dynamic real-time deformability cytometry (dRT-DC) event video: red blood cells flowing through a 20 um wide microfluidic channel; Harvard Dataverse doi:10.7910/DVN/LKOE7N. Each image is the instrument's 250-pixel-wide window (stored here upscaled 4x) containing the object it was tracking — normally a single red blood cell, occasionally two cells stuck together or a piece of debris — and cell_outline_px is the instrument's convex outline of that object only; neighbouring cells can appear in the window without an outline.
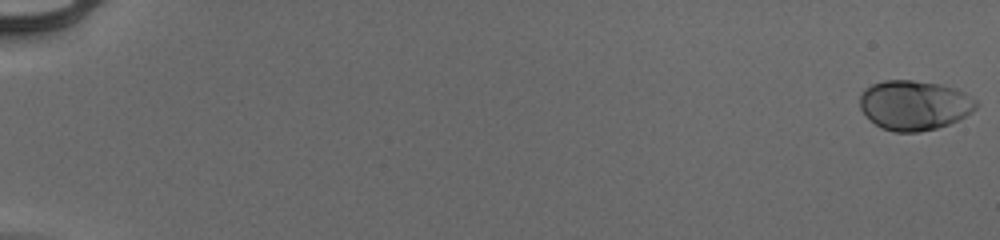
{"species": "human", "species_latin": "Homo sapiens", "temperature_condition": "cold", "stored_images_in_passage": 55, "camera_frame_rate_fps": 3000, "um_per_image_px": 0.085, "donor": {"sex": "male"}, "frame": {"image": 1, "passage_image": 1, "time_ms": 0.0, "image_size_px": [1000, 240], "cell_outline_px": [[976, 108], [972, 112], [948, 124], [936, 128], [920, 132], [896, 132], [880, 128], [860, 108], [860, 92], [864, 88], [872, 84], [884, 80], [912, 80], [940, 84], [956, 88], [964, 92], [976, 100]], "centroid_in_image_um": [77.7, 8.93], "position_along_channel_um": 7.3, "area_um2": 33.64}}
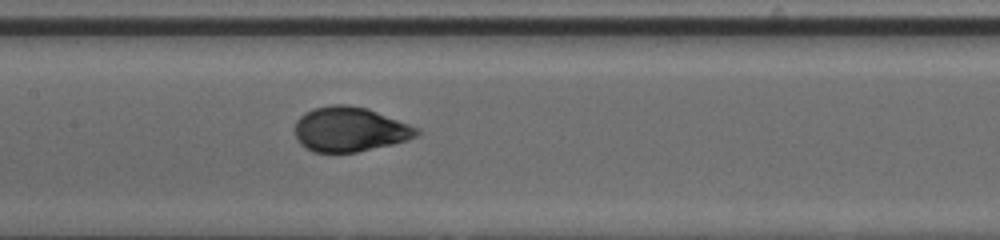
{"frame": {"image": 2, "passage_image": 30, "time_ms": 9.667, "image_size_px": [1000, 240], "cell_outline_px": [[420, 132], [416, 136], [408, 140], [392, 144], [356, 152], [312, 152], [304, 148], [300, 144], [296, 136], [296, 120], [304, 112], [312, 108], [332, 104], [348, 104], [368, 108], [420, 128]], "centroid_in_image_um": [29.73, 10.98], "position_along_channel_um": 177.7, "area_um2": 31.96}}
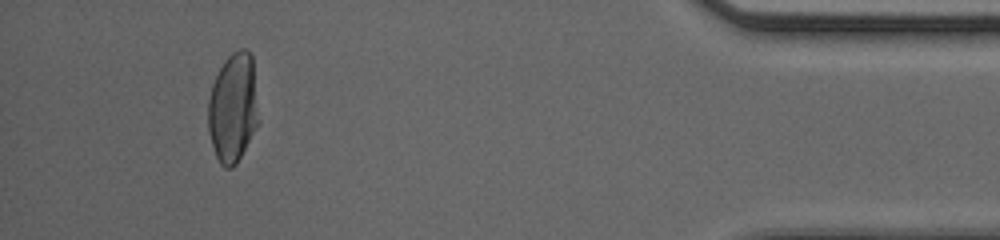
{"frame": {"image": 3, "passage_image": 52, "time_ms": 17.0, "image_size_px": [1000, 240], "cell_outline_px": [[260, 120], [236, 164], [232, 168], [224, 168], [220, 164], [216, 156], [208, 132], [208, 100], [212, 84], [224, 60], [232, 52], [240, 48], [244, 48], [252, 56]], "centroid_in_image_um": [19.81, 9.16], "position_along_channel_um": 415.4, "area_um2": 32.37}, "authors_computed_cell_mechanics": {"area_um2": 32.079, "velocity_mm_per_s": 3.9314, "shape_relaxation_time_tau1_ms": 3.3902, "shape_relaxation_time_tau2_ms": null, "deformation_change_tau1": 0.1705, "deformation_change_tau2": null}}